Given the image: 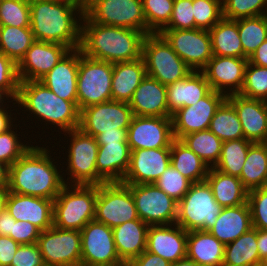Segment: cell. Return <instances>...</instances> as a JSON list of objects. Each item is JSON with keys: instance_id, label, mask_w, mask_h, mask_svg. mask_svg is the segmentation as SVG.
Returning <instances> with one entry per match:
<instances>
[{"instance_id": "cell-56", "label": "cell", "mask_w": 267, "mask_h": 266, "mask_svg": "<svg viewBox=\"0 0 267 266\" xmlns=\"http://www.w3.org/2000/svg\"><path fill=\"white\" fill-rule=\"evenodd\" d=\"M164 258L145 250L138 257L131 259L125 266H170Z\"/></svg>"}, {"instance_id": "cell-22", "label": "cell", "mask_w": 267, "mask_h": 266, "mask_svg": "<svg viewBox=\"0 0 267 266\" xmlns=\"http://www.w3.org/2000/svg\"><path fill=\"white\" fill-rule=\"evenodd\" d=\"M241 122L244 138L253 142H267V101L250 99L240 94L227 96Z\"/></svg>"}, {"instance_id": "cell-24", "label": "cell", "mask_w": 267, "mask_h": 266, "mask_svg": "<svg viewBox=\"0 0 267 266\" xmlns=\"http://www.w3.org/2000/svg\"><path fill=\"white\" fill-rule=\"evenodd\" d=\"M54 200L9 192L6 209L16 221H28L41 231L53 226Z\"/></svg>"}, {"instance_id": "cell-48", "label": "cell", "mask_w": 267, "mask_h": 266, "mask_svg": "<svg viewBox=\"0 0 267 266\" xmlns=\"http://www.w3.org/2000/svg\"><path fill=\"white\" fill-rule=\"evenodd\" d=\"M154 184L179 202L188 192L192 182L170 164Z\"/></svg>"}, {"instance_id": "cell-37", "label": "cell", "mask_w": 267, "mask_h": 266, "mask_svg": "<svg viewBox=\"0 0 267 266\" xmlns=\"http://www.w3.org/2000/svg\"><path fill=\"white\" fill-rule=\"evenodd\" d=\"M261 261L255 228H251L233 242L225 245L222 266H252Z\"/></svg>"}, {"instance_id": "cell-31", "label": "cell", "mask_w": 267, "mask_h": 266, "mask_svg": "<svg viewBox=\"0 0 267 266\" xmlns=\"http://www.w3.org/2000/svg\"><path fill=\"white\" fill-rule=\"evenodd\" d=\"M225 245L209 231H188L186 257L200 266H222Z\"/></svg>"}, {"instance_id": "cell-43", "label": "cell", "mask_w": 267, "mask_h": 266, "mask_svg": "<svg viewBox=\"0 0 267 266\" xmlns=\"http://www.w3.org/2000/svg\"><path fill=\"white\" fill-rule=\"evenodd\" d=\"M239 94L246 98L267 101V67L256 66L248 61Z\"/></svg>"}, {"instance_id": "cell-18", "label": "cell", "mask_w": 267, "mask_h": 266, "mask_svg": "<svg viewBox=\"0 0 267 266\" xmlns=\"http://www.w3.org/2000/svg\"><path fill=\"white\" fill-rule=\"evenodd\" d=\"M222 93L211 90L196 104L183 107L172 114V127L175 139L198 131L209 129L216 110L226 100Z\"/></svg>"}, {"instance_id": "cell-33", "label": "cell", "mask_w": 267, "mask_h": 266, "mask_svg": "<svg viewBox=\"0 0 267 266\" xmlns=\"http://www.w3.org/2000/svg\"><path fill=\"white\" fill-rule=\"evenodd\" d=\"M205 181L211 187L216 202L222 208L247 203L248 190L238 177L225 174L212 167Z\"/></svg>"}, {"instance_id": "cell-67", "label": "cell", "mask_w": 267, "mask_h": 266, "mask_svg": "<svg viewBox=\"0 0 267 266\" xmlns=\"http://www.w3.org/2000/svg\"><path fill=\"white\" fill-rule=\"evenodd\" d=\"M22 1H24L25 3L31 4L33 2H37V1H40V0H22Z\"/></svg>"}, {"instance_id": "cell-3", "label": "cell", "mask_w": 267, "mask_h": 266, "mask_svg": "<svg viewBox=\"0 0 267 266\" xmlns=\"http://www.w3.org/2000/svg\"><path fill=\"white\" fill-rule=\"evenodd\" d=\"M84 22V23H83ZM144 32L81 20L80 51L89 58L109 63L134 61L142 57Z\"/></svg>"}, {"instance_id": "cell-46", "label": "cell", "mask_w": 267, "mask_h": 266, "mask_svg": "<svg viewBox=\"0 0 267 266\" xmlns=\"http://www.w3.org/2000/svg\"><path fill=\"white\" fill-rule=\"evenodd\" d=\"M0 26L30 27V4L22 0H1Z\"/></svg>"}, {"instance_id": "cell-39", "label": "cell", "mask_w": 267, "mask_h": 266, "mask_svg": "<svg viewBox=\"0 0 267 266\" xmlns=\"http://www.w3.org/2000/svg\"><path fill=\"white\" fill-rule=\"evenodd\" d=\"M180 140L199 156L209 168L215 167L218 163L223 142L209 129L185 135Z\"/></svg>"}, {"instance_id": "cell-10", "label": "cell", "mask_w": 267, "mask_h": 266, "mask_svg": "<svg viewBox=\"0 0 267 266\" xmlns=\"http://www.w3.org/2000/svg\"><path fill=\"white\" fill-rule=\"evenodd\" d=\"M140 219L130 188L122 182L97 185L95 220L112 229Z\"/></svg>"}, {"instance_id": "cell-28", "label": "cell", "mask_w": 267, "mask_h": 266, "mask_svg": "<svg viewBox=\"0 0 267 266\" xmlns=\"http://www.w3.org/2000/svg\"><path fill=\"white\" fill-rule=\"evenodd\" d=\"M201 71H192L186 78L167 85V103L169 113L196 104L211 91Z\"/></svg>"}, {"instance_id": "cell-1", "label": "cell", "mask_w": 267, "mask_h": 266, "mask_svg": "<svg viewBox=\"0 0 267 266\" xmlns=\"http://www.w3.org/2000/svg\"><path fill=\"white\" fill-rule=\"evenodd\" d=\"M83 15L80 0H40L30 4V28L35 40L78 49Z\"/></svg>"}, {"instance_id": "cell-60", "label": "cell", "mask_w": 267, "mask_h": 266, "mask_svg": "<svg viewBox=\"0 0 267 266\" xmlns=\"http://www.w3.org/2000/svg\"><path fill=\"white\" fill-rule=\"evenodd\" d=\"M257 247L260 259L267 261V230L257 229Z\"/></svg>"}, {"instance_id": "cell-7", "label": "cell", "mask_w": 267, "mask_h": 266, "mask_svg": "<svg viewBox=\"0 0 267 266\" xmlns=\"http://www.w3.org/2000/svg\"><path fill=\"white\" fill-rule=\"evenodd\" d=\"M222 207L216 202L206 181L192 183L188 192L178 202L176 224L184 230L208 231L216 222Z\"/></svg>"}, {"instance_id": "cell-64", "label": "cell", "mask_w": 267, "mask_h": 266, "mask_svg": "<svg viewBox=\"0 0 267 266\" xmlns=\"http://www.w3.org/2000/svg\"><path fill=\"white\" fill-rule=\"evenodd\" d=\"M170 266H200V265L194 260L185 257L183 259L177 260L174 263H171Z\"/></svg>"}, {"instance_id": "cell-9", "label": "cell", "mask_w": 267, "mask_h": 266, "mask_svg": "<svg viewBox=\"0 0 267 266\" xmlns=\"http://www.w3.org/2000/svg\"><path fill=\"white\" fill-rule=\"evenodd\" d=\"M84 14L98 24L153 33L147 27L142 0H87Z\"/></svg>"}, {"instance_id": "cell-12", "label": "cell", "mask_w": 267, "mask_h": 266, "mask_svg": "<svg viewBox=\"0 0 267 266\" xmlns=\"http://www.w3.org/2000/svg\"><path fill=\"white\" fill-rule=\"evenodd\" d=\"M127 186L132 192L140 220L149 226L176 223L178 202L154 183Z\"/></svg>"}, {"instance_id": "cell-4", "label": "cell", "mask_w": 267, "mask_h": 266, "mask_svg": "<svg viewBox=\"0 0 267 266\" xmlns=\"http://www.w3.org/2000/svg\"><path fill=\"white\" fill-rule=\"evenodd\" d=\"M18 107L29 111L38 121L53 124L62 132L77 129L79 126L80 111L72 101H67L57 96L40 81H20L16 100H9ZM16 101V102H15ZM36 115V116H35Z\"/></svg>"}, {"instance_id": "cell-58", "label": "cell", "mask_w": 267, "mask_h": 266, "mask_svg": "<svg viewBox=\"0 0 267 266\" xmlns=\"http://www.w3.org/2000/svg\"><path fill=\"white\" fill-rule=\"evenodd\" d=\"M248 61L256 66L267 67V39L258 46Z\"/></svg>"}, {"instance_id": "cell-44", "label": "cell", "mask_w": 267, "mask_h": 266, "mask_svg": "<svg viewBox=\"0 0 267 266\" xmlns=\"http://www.w3.org/2000/svg\"><path fill=\"white\" fill-rule=\"evenodd\" d=\"M175 0H142L147 27L159 33L170 21Z\"/></svg>"}, {"instance_id": "cell-49", "label": "cell", "mask_w": 267, "mask_h": 266, "mask_svg": "<svg viewBox=\"0 0 267 266\" xmlns=\"http://www.w3.org/2000/svg\"><path fill=\"white\" fill-rule=\"evenodd\" d=\"M15 129L10 128L8 131L0 134V162L10 167L13 165L32 145L19 139ZM31 145V146H30Z\"/></svg>"}, {"instance_id": "cell-61", "label": "cell", "mask_w": 267, "mask_h": 266, "mask_svg": "<svg viewBox=\"0 0 267 266\" xmlns=\"http://www.w3.org/2000/svg\"><path fill=\"white\" fill-rule=\"evenodd\" d=\"M7 108L0 110V134L8 131L10 128H14L17 124H13L15 122V118L11 114L13 110H6ZM10 112V113H8ZM15 125V126H14Z\"/></svg>"}, {"instance_id": "cell-57", "label": "cell", "mask_w": 267, "mask_h": 266, "mask_svg": "<svg viewBox=\"0 0 267 266\" xmlns=\"http://www.w3.org/2000/svg\"><path fill=\"white\" fill-rule=\"evenodd\" d=\"M95 138L98 145H107V143H127V129L104 132L97 135Z\"/></svg>"}, {"instance_id": "cell-21", "label": "cell", "mask_w": 267, "mask_h": 266, "mask_svg": "<svg viewBox=\"0 0 267 266\" xmlns=\"http://www.w3.org/2000/svg\"><path fill=\"white\" fill-rule=\"evenodd\" d=\"M171 164V148L137 149L130 154L129 168L122 183H154Z\"/></svg>"}, {"instance_id": "cell-27", "label": "cell", "mask_w": 267, "mask_h": 266, "mask_svg": "<svg viewBox=\"0 0 267 266\" xmlns=\"http://www.w3.org/2000/svg\"><path fill=\"white\" fill-rule=\"evenodd\" d=\"M130 154L128 143L99 145L96 159L97 185L122 182L129 168Z\"/></svg>"}, {"instance_id": "cell-16", "label": "cell", "mask_w": 267, "mask_h": 266, "mask_svg": "<svg viewBox=\"0 0 267 266\" xmlns=\"http://www.w3.org/2000/svg\"><path fill=\"white\" fill-rule=\"evenodd\" d=\"M134 117L128 102L108 101L80 110L78 128L96 137L104 132L128 129Z\"/></svg>"}, {"instance_id": "cell-6", "label": "cell", "mask_w": 267, "mask_h": 266, "mask_svg": "<svg viewBox=\"0 0 267 266\" xmlns=\"http://www.w3.org/2000/svg\"><path fill=\"white\" fill-rule=\"evenodd\" d=\"M142 58L147 76L166 86L186 78L193 71L159 33L145 36Z\"/></svg>"}, {"instance_id": "cell-62", "label": "cell", "mask_w": 267, "mask_h": 266, "mask_svg": "<svg viewBox=\"0 0 267 266\" xmlns=\"http://www.w3.org/2000/svg\"><path fill=\"white\" fill-rule=\"evenodd\" d=\"M9 167L0 162V186H8Z\"/></svg>"}, {"instance_id": "cell-66", "label": "cell", "mask_w": 267, "mask_h": 266, "mask_svg": "<svg viewBox=\"0 0 267 266\" xmlns=\"http://www.w3.org/2000/svg\"><path fill=\"white\" fill-rule=\"evenodd\" d=\"M252 266H267V261H261V262H258Z\"/></svg>"}, {"instance_id": "cell-63", "label": "cell", "mask_w": 267, "mask_h": 266, "mask_svg": "<svg viewBox=\"0 0 267 266\" xmlns=\"http://www.w3.org/2000/svg\"><path fill=\"white\" fill-rule=\"evenodd\" d=\"M8 194V186H0V213L6 209V200Z\"/></svg>"}, {"instance_id": "cell-52", "label": "cell", "mask_w": 267, "mask_h": 266, "mask_svg": "<svg viewBox=\"0 0 267 266\" xmlns=\"http://www.w3.org/2000/svg\"><path fill=\"white\" fill-rule=\"evenodd\" d=\"M192 0H175L169 23L163 29H195Z\"/></svg>"}, {"instance_id": "cell-45", "label": "cell", "mask_w": 267, "mask_h": 266, "mask_svg": "<svg viewBox=\"0 0 267 266\" xmlns=\"http://www.w3.org/2000/svg\"><path fill=\"white\" fill-rule=\"evenodd\" d=\"M223 18H242L267 15V0H222Z\"/></svg>"}, {"instance_id": "cell-30", "label": "cell", "mask_w": 267, "mask_h": 266, "mask_svg": "<svg viewBox=\"0 0 267 266\" xmlns=\"http://www.w3.org/2000/svg\"><path fill=\"white\" fill-rule=\"evenodd\" d=\"M148 228L145 222L135 219L112 229L117 253L124 263L146 250Z\"/></svg>"}, {"instance_id": "cell-41", "label": "cell", "mask_w": 267, "mask_h": 266, "mask_svg": "<svg viewBox=\"0 0 267 266\" xmlns=\"http://www.w3.org/2000/svg\"><path fill=\"white\" fill-rule=\"evenodd\" d=\"M252 143L245 138L223 142L220 159L214 168L239 178Z\"/></svg>"}, {"instance_id": "cell-32", "label": "cell", "mask_w": 267, "mask_h": 266, "mask_svg": "<svg viewBox=\"0 0 267 266\" xmlns=\"http://www.w3.org/2000/svg\"><path fill=\"white\" fill-rule=\"evenodd\" d=\"M143 58L113 64L111 96L113 101L129 102L146 76Z\"/></svg>"}, {"instance_id": "cell-2", "label": "cell", "mask_w": 267, "mask_h": 266, "mask_svg": "<svg viewBox=\"0 0 267 266\" xmlns=\"http://www.w3.org/2000/svg\"><path fill=\"white\" fill-rule=\"evenodd\" d=\"M47 148L32 145L9 167V192L51 200L57 197L65 186L64 173L61 174L63 171H59V164Z\"/></svg>"}, {"instance_id": "cell-29", "label": "cell", "mask_w": 267, "mask_h": 266, "mask_svg": "<svg viewBox=\"0 0 267 266\" xmlns=\"http://www.w3.org/2000/svg\"><path fill=\"white\" fill-rule=\"evenodd\" d=\"M252 227L248 202L233 207L222 208L215 224L208 230L221 243L227 245Z\"/></svg>"}, {"instance_id": "cell-25", "label": "cell", "mask_w": 267, "mask_h": 266, "mask_svg": "<svg viewBox=\"0 0 267 266\" xmlns=\"http://www.w3.org/2000/svg\"><path fill=\"white\" fill-rule=\"evenodd\" d=\"M79 67V48L70 50L39 81L57 96L77 105V76Z\"/></svg>"}, {"instance_id": "cell-50", "label": "cell", "mask_w": 267, "mask_h": 266, "mask_svg": "<svg viewBox=\"0 0 267 266\" xmlns=\"http://www.w3.org/2000/svg\"><path fill=\"white\" fill-rule=\"evenodd\" d=\"M252 227L267 230V186L248 191Z\"/></svg>"}, {"instance_id": "cell-15", "label": "cell", "mask_w": 267, "mask_h": 266, "mask_svg": "<svg viewBox=\"0 0 267 266\" xmlns=\"http://www.w3.org/2000/svg\"><path fill=\"white\" fill-rule=\"evenodd\" d=\"M159 34L193 71H201L213 56L209 30L162 29Z\"/></svg>"}, {"instance_id": "cell-54", "label": "cell", "mask_w": 267, "mask_h": 266, "mask_svg": "<svg viewBox=\"0 0 267 266\" xmlns=\"http://www.w3.org/2000/svg\"><path fill=\"white\" fill-rule=\"evenodd\" d=\"M41 230L28 221L13 222L10 237L20 245L37 243Z\"/></svg>"}, {"instance_id": "cell-42", "label": "cell", "mask_w": 267, "mask_h": 266, "mask_svg": "<svg viewBox=\"0 0 267 266\" xmlns=\"http://www.w3.org/2000/svg\"><path fill=\"white\" fill-rule=\"evenodd\" d=\"M237 25L244 58L248 59L267 39V15L238 19Z\"/></svg>"}, {"instance_id": "cell-20", "label": "cell", "mask_w": 267, "mask_h": 266, "mask_svg": "<svg viewBox=\"0 0 267 266\" xmlns=\"http://www.w3.org/2000/svg\"><path fill=\"white\" fill-rule=\"evenodd\" d=\"M71 49L65 45L35 40L17 64L20 81H39Z\"/></svg>"}, {"instance_id": "cell-17", "label": "cell", "mask_w": 267, "mask_h": 266, "mask_svg": "<svg viewBox=\"0 0 267 266\" xmlns=\"http://www.w3.org/2000/svg\"><path fill=\"white\" fill-rule=\"evenodd\" d=\"M171 117L135 116L127 129L130 150L171 148L174 140Z\"/></svg>"}, {"instance_id": "cell-19", "label": "cell", "mask_w": 267, "mask_h": 266, "mask_svg": "<svg viewBox=\"0 0 267 266\" xmlns=\"http://www.w3.org/2000/svg\"><path fill=\"white\" fill-rule=\"evenodd\" d=\"M247 63L246 58L213 55L201 72L212 90L227 97L240 93Z\"/></svg>"}, {"instance_id": "cell-35", "label": "cell", "mask_w": 267, "mask_h": 266, "mask_svg": "<svg viewBox=\"0 0 267 266\" xmlns=\"http://www.w3.org/2000/svg\"><path fill=\"white\" fill-rule=\"evenodd\" d=\"M239 179L248 191L267 186L266 142L250 145Z\"/></svg>"}, {"instance_id": "cell-13", "label": "cell", "mask_w": 267, "mask_h": 266, "mask_svg": "<svg viewBox=\"0 0 267 266\" xmlns=\"http://www.w3.org/2000/svg\"><path fill=\"white\" fill-rule=\"evenodd\" d=\"M116 250L113 230L95 219L81 230V266H124Z\"/></svg>"}, {"instance_id": "cell-14", "label": "cell", "mask_w": 267, "mask_h": 266, "mask_svg": "<svg viewBox=\"0 0 267 266\" xmlns=\"http://www.w3.org/2000/svg\"><path fill=\"white\" fill-rule=\"evenodd\" d=\"M37 244L45 266H81V231L52 226L41 232Z\"/></svg>"}, {"instance_id": "cell-53", "label": "cell", "mask_w": 267, "mask_h": 266, "mask_svg": "<svg viewBox=\"0 0 267 266\" xmlns=\"http://www.w3.org/2000/svg\"><path fill=\"white\" fill-rule=\"evenodd\" d=\"M10 266H45L38 244L20 245Z\"/></svg>"}, {"instance_id": "cell-36", "label": "cell", "mask_w": 267, "mask_h": 266, "mask_svg": "<svg viewBox=\"0 0 267 266\" xmlns=\"http://www.w3.org/2000/svg\"><path fill=\"white\" fill-rule=\"evenodd\" d=\"M171 165L192 183L205 181L210 169L180 139L171 144Z\"/></svg>"}, {"instance_id": "cell-51", "label": "cell", "mask_w": 267, "mask_h": 266, "mask_svg": "<svg viewBox=\"0 0 267 266\" xmlns=\"http://www.w3.org/2000/svg\"><path fill=\"white\" fill-rule=\"evenodd\" d=\"M19 84L17 64L0 52V88L5 90L13 100H16Z\"/></svg>"}, {"instance_id": "cell-59", "label": "cell", "mask_w": 267, "mask_h": 266, "mask_svg": "<svg viewBox=\"0 0 267 266\" xmlns=\"http://www.w3.org/2000/svg\"><path fill=\"white\" fill-rule=\"evenodd\" d=\"M16 220L10 215V213L5 209L0 213V235L9 236L12 232L13 222Z\"/></svg>"}, {"instance_id": "cell-47", "label": "cell", "mask_w": 267, "mask_h": 266, "mask_svg": "<svg viewBox=\"0 0 267 266\" xmlns=\"http://www.w3.org/2000/svg\"><path fill=\"white\" fill-rule=\"evenodd\" d=\"M195 28L210 30L223 18L222 0H192Z\"/></svg>"}, {"instance_id": "cell-38", "label": "cell", "mask_w": 267, "mask_h": 266, "mask_svg": "<svg viewBox=\"0 0 267 266\" xmlns=\"http://www.w3.org/2000/svg\"><path fill=\"white\" fill-rule=\"evenodd\" d=\"M35 41L30 27L0 26V52L18 64Z\"/></svg>"}, {"instance_id": "cell-11", "label": "cell", "mask_w": 267, "mask_h": 266, "mask_svg": "<svg viewBox=\"0 0 267 266\" xmlns=\"http://www.w3.org/2000/svg\"><path fill=\"white\" fill-rule=\"evenodd\" d=\"M64 133V136L68 134L71 137L65 168L70 177L65 184L97 185L96 159L99 145L96 138L79 128Z\"/></svg>"}, {"instance_id": "cell-55", "label": "cell", "mask_w": 267, "mask_h": 266, "mask_svg": "<svg viewBox=\"0 0 267 266\" xmlns=\"http://www.w3.org/2000/svg\"><path fill=\"white\" fill-rule=\"evenodd\" d=\"M19 246L11 237L0 235V266H10Z\"/></svg>"}, {"instance_id": "cell-34", "label": "cell", "mask_w": 267, "mask_h": 266, "mask_svg": "<svg viewBox=\"0 0 267 266\" xmlns=\"http://www.w3.org/2000/svg\"><path fill=\"white\" fill-rule=\"evenodd\" d=\"M209 32L213 55L244 58L237 20L222 18Z\"/></svg>"}, {"instance_id": "cell-65", "label": "cell", "mask_w": 267, "mask_h": 266, "mask_svg": "<svg viewBox=\"0 0 267 266\" xmlns=\"http://www.w3.org/2000/svg\"><path fill=\"white\" fill-rule=\"evenodd\" d=\"M12 99V97L5 91V90H3V89H1L0 88V110H3V109H5V106L7 105V104H3V103H6L5 101H6V99L8 100V99ZM5 101H4V100ZM3 101V102H2Z\"/></svg>"}, {"instance_id": "cell-40", "label": "cell", "mask_w": 267, "mask_h": 266, "mask_svg": "<svg viewBox=\"0 0 267 266\" xmlns=\"http://www.w3.org/2000/svg\"><path fill=\"white\" fill-rule=\"evenodd\" d=\"M209 130L222 142L244 138L241 122L235 108L225 100L211 119Z\"/></svg>"}, {"instance_id": "cell-8", "label": "cell", "mask_w": 267, "mask_h": 266, "mask_svg": "<svg viewBox=\"0 0 267 266\" xmlns=\"http://www.w3.org/2000/svg\"><path fill=\"white\" fill-rule=\"evenodd\" d=\"M113 64L84 56L79 49L77 107L80 110L112 100Z\"/></svg>"}, {"instance_id": "cell-23", "label": "cell", "mask_w": 267, "mask_h": 266, "mask_svg": "<svg viewBox=\"0 0 267 266\" xmlns=\"http://www.w3.org/2000/svg\"><path fill=\"white\" fill-rule=\"evenodd\" d=\"M187 237L188 232L176 223L151 225L147 232L146 250L174 263L186 257Z\"/></svg>"}, {"instance_id": "cell-26", "label": "cell", "mask_w": 267, "mask_h": 266, "mask_svg": "<svg viewBox=\"0 0 267 266\" xmlns=\"http://www.w3.org/2000/svg\"><path fill=\"white\" fill-rule=\"evenodd\" d=\"M128 103L135 116H172L168 110L167 86L147 75Z\"/></svg>"}, {"instance_id": "cell-5", "label": "cell", "mask_w": 267, "mask_h": 266, "mask_svg": "<svg viewBox=\"0 0 267 266\" xmlns=\"http://www.w3.org/2000/svg\"><path fill=\"white\" fill-rule=\"evenodd\" d=\"M97 185L65 184L53 203V226L81 231L95 219Z\"/></svg>"}]
</instances>
